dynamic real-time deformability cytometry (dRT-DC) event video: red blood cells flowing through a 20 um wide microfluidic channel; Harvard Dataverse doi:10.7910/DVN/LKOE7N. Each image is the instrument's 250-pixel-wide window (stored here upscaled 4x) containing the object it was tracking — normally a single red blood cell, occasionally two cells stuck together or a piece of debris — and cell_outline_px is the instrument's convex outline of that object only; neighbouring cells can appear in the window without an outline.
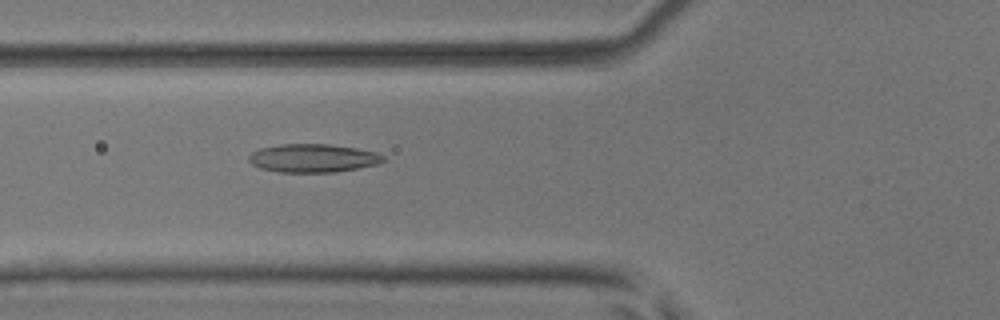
{"species": "common noctule bat (a hibernating species)", "species_latin": "Nyctalus noctula", "temperature_condition": "room temperature", "stored_images_in_passage": 34, "camera_frame_rate_fps": 3000, "um_per_image_px": 0.085, "animal": {"sex": "male", "body_mass_g": 17.9, "forearm_length_mm": 54.2}, "frame": {"image": 1, "passage_image": 3, "time_ms": 0.667, "image_size_px": [1000, 320], "cell_outline_px": [[388, 160], [380, 164], [336, 172], [280, 172], [260, 168], [252, 164], [248, 160], [248, 156], [252, 152], [260, 148], [280, 144], [328, 144], [356, 148], [376, 152], [384, 156]], "centroid_in_image_um": [26.64, 13.44], "position_along_channel_um": 99.2, "area_um2": 22.37}}
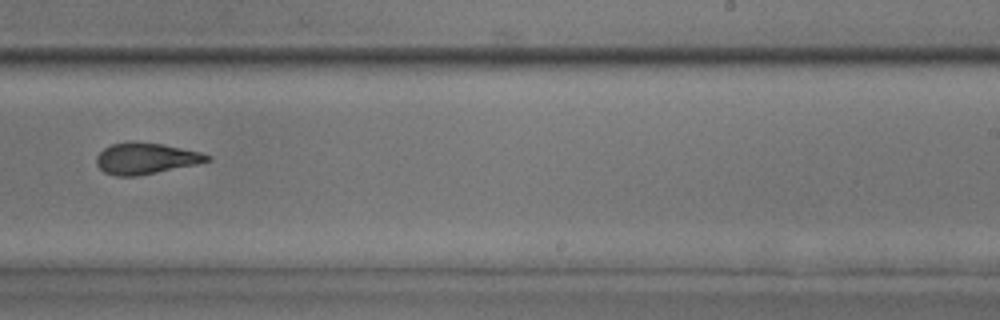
{"frame": {"image": 2, "passage_image": 16, "time_ms": 5.0, "image_size_px": [1000, 320], "cell_outline_px": [[212, 160], [196, 164], [136, 176], [116, 176], [104, 172], [96, 164], [96, 156], [104, 148], [112, 144], [128, 140], [136, 140], [164, 144], [200, 152], [212, 156]], "centroid_in_image_um": [12.37, 13.44], "position_along_channel_um": 276.6, "area_um2": 20.35}}
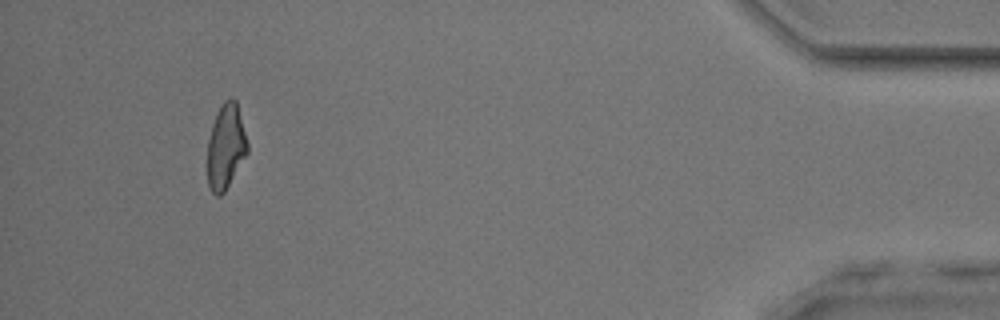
{"frame": {"image": 3, "passage_image": 31, "time_ms": 10.0, "image_size_px": [1000, 320], "cell_outline_px": [[248, 152], [224, 192], [220, 196], [216, 196], [212, 192], [208, 184], [208, 140], [212, 124], [216, 112], [224, 100], [232, 96], [236, 100], [248, 144]], "centroid_in_image_um": [19.19, 12.43], "position_along_channel_um": 416.0, "area_um2": 19.71}, "authors_computed_cell_mechanics": {"area_um2": 20.4323, "velocity_mm_per_s": 4.1047, "shape_relaxation_time_tau1_ms": 11.1159, "shape_relaxation_time_tau2_ms": 1.5141, "deformation_change_tau1": 0.2584, "deformation_change_tau2": 0.0905}}